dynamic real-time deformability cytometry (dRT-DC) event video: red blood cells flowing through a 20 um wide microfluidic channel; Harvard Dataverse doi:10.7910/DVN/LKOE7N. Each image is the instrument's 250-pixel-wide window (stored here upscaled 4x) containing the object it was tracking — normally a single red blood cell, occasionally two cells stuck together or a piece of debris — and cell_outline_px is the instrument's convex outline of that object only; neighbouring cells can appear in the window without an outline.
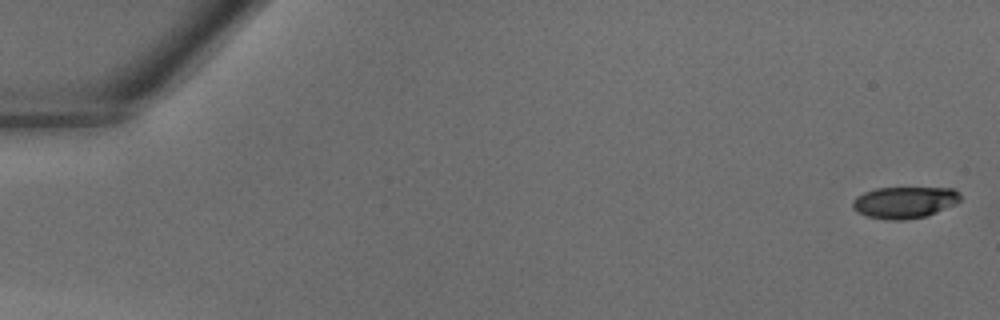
{"species": "common noctule bat (a hibernating species)", "species_latin": "Nyctalus noctula", "temperature_condition": "warm", "stored_images_in_passage": 41, "camera_frame_rate_fps": 3000, "um_per_image_px": 0.085, "animal": {"sex": "male", "body_mass_g": 18.8}, "frame": {"image": 1, "passage_image": 1, "time_ms": 0.0, "image_size_px": [1000, 320], "cell_outline_px": [[960, 200], [956, 204], [936, 212], [924, 216], [900, 220], [888, 220], [868, 216], [856, 212], [852, 208], [852, 200], [856, 196], [864, 192], [876, 188], [952, 188], [960, 196]], "centroid_in_image_um": [76.83, 17.2], "position_along_channel_um": 8.2, "area_um2": 19.71}}
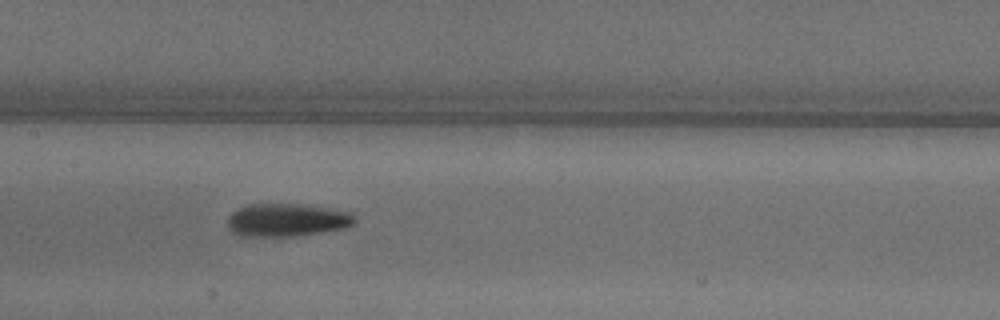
{"frame": {"image": 2, "passage_image": 21, "time_ms": 6.667, "image_size_px": [1000, 320], "cell_outline_px": [[356, 220], [352, 224], [344, 228], [320, 232], [288, 236], [240, 236], [232, 232], [228, 228], [228, 216], [232, 212], [248, 204], [300, 204], [328, 208], [348, 212], [356, 216]], "centroid_in_image_um": [24.35, 18.7], "position_along_channel_um": 183.1, "area_um2": 24.22}}
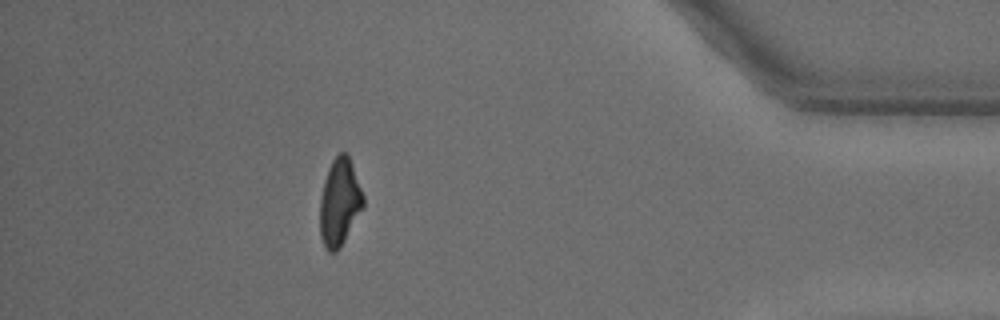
{"frame": {"image": 3, "passage_image": 37, "time_ms": 12.0, "image_size_px": [1000, 320], "cell_outline_px": [[364, 204], [340, 248], [336, 252], [328, 252], [324, 248], [320, 236], [320, 196], [324, 180], [328, 168], [332, 160], [340, 152], [348, 152], [364, 196]], "centroid_in_image_um": [28.84, 17.18], "position_along_channel_um": 406.4, "area_um2": 22.08}}